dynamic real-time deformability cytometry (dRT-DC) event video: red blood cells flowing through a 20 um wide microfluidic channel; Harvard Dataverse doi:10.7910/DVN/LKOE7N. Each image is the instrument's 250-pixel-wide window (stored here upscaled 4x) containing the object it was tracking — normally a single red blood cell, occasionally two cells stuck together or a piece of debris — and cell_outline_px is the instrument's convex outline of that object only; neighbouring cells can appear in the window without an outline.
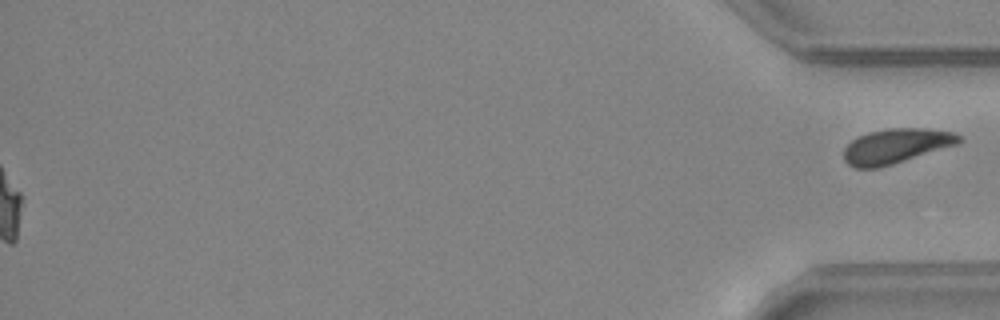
{"species": "common noctule bat (a hibernating species)", "species_latin": "Nyctalus noctula", "temperature_condition": "warm", "stored_images_in_passage": 43, "segment_of_instrument_passage": [2, 2], "camera_frame_rate_fps": 3000, "um_per_image_px": 0.085, "animal": {"sex": "female", "body_mass_g": 24.6, "forearm_length_mm": 56.2}, "frame": {"image": 1, "passage_image": 43, "time_ms": 14.0, "image_size_px": [1000, 320], "cell_outline_px": [[964, 140], [960, 144], [892, 164], [876, 168], [856, 168], [848, 164], [844, 160], [844, 148], [852, 140], [868, 132], [888, 128], [928, 128], [952, 132], [964, 136]], "centroid_in_image_um": [76.23, 12.4], "position_along_channel_um": 359.0, "area_um2": 23.52}}